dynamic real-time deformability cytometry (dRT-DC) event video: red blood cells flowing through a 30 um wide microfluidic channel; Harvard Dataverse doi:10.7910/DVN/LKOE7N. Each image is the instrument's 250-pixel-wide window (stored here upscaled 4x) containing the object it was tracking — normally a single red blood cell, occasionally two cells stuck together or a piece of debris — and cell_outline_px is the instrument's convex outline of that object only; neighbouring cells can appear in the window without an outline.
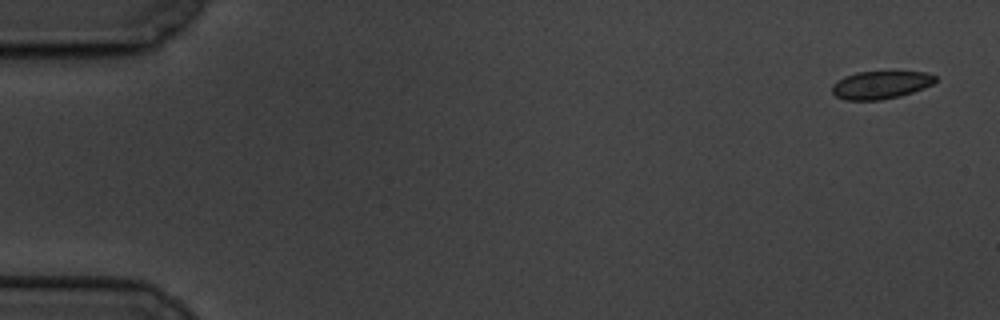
{"species": "common noctule bat (a hibernating species)", "species_latin": "Nyctalus noctula", "temperature_condition": "cold", "stored_images_in_passage": 6, "camera_frame_rate_fps": 3000, "um_per_image_px": 0.085, "animal": {"sex": "male", "body_mass_g": 19.5, "forearm_length_mm": 54.6}, "frame": {"image": 1, "passage_image": 1, "time_ms": 0.0, "image_size_px": [1000, 320], "cell_outline_px": [[936, 80], [932, 84], [924, 88], [900, 96], [880, 100], [848, 100], [836, 96], [832, 92], [832, 84], [844, 76], [856, 72], [924, 72], [936, 76]], "centroid_in_image_um": [74.84, 7.22], "position_along_channel_um": 10.2, "area_um2": 16.65}}
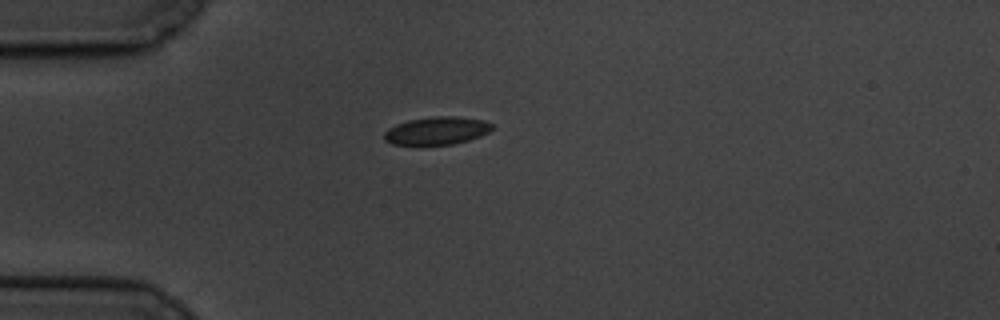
{"frame": {"image": 2, "passage_image": 4, "time_ms": 4.667, "image_size_px": [1000, 320], "cell_outline_px": [[496, 128], [480, 136], [468, 140], [452, 144], [392, 144], [384, 140], [384, 132], [388, 128], [396, 124], [408, 120], [436, 116], [452, 116], [484, 120], [492, 124]], "centroid_in_image_um": [37.14, 11.1], "position_along_channel_um": 47.9, "area_um2": 17.4}}
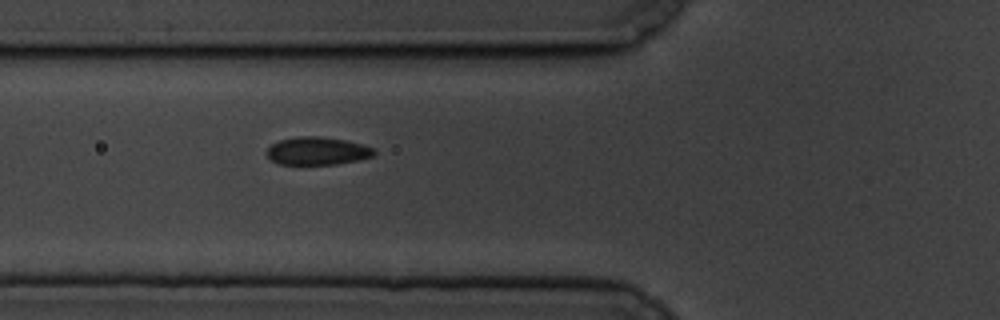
{"frame": {"image": 3, "passage_image": 6, "time_ms": 6.667, "image_size_px": [1000, 320], "cell_outline_px": [[376, 152], [372, 156], [356, 160], [336, 164], [280, 164], [272, 160], [264, 152], [272, 144], [280, 140], [296, 136], [320, 136], [344, 140], [360, 144], [372, 148]], "centroid_in_image_um": [26.92, 12.82], "position_along_channel_um": 98.9, "area_um2": 17.22}}